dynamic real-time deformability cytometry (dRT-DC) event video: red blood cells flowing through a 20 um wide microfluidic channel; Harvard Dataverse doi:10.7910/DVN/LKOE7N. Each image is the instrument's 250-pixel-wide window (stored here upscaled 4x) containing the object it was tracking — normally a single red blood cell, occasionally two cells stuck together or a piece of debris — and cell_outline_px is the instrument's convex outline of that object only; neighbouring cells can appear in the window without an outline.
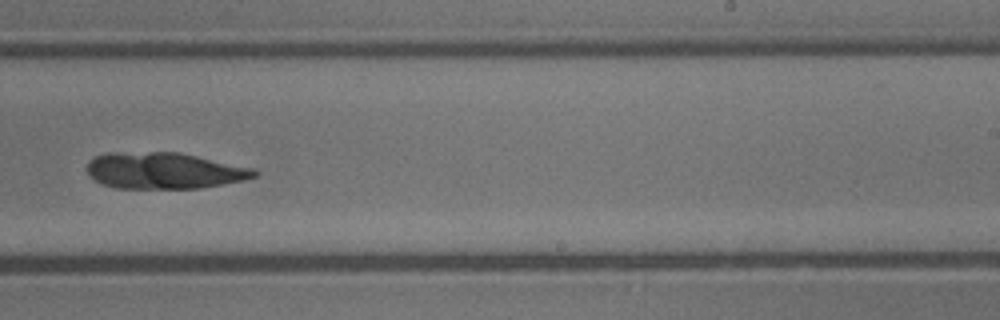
{"species": "common noctule bat (a hibernating species)", "species_latin": "Nyctalus noctula", "temperature_condition": "cold", "stored_images_in_passage": 25, "camera_frame_rate_fps": 3000, "um_per_image_px": 0.085, "animal": {"sex": "male", "body_mass_g": 13.3}, "frame": {"image": 1, "passage_image": 19, "time_ms": 6.0, "image_size_px": [1000, 320], "cell_outline_px": [[260, 172], [256, 176], [244, 180], [224, 184], [200, 188], [116, 188], [104, 184], [88, 176], [88, 160], [96, 156], [108, 152], [180, 152], [252, 168]], "centroid_in_image_um": [13.95, 14.5], "position_along_channel_um": 275.1, "area_um2": 35.43}}